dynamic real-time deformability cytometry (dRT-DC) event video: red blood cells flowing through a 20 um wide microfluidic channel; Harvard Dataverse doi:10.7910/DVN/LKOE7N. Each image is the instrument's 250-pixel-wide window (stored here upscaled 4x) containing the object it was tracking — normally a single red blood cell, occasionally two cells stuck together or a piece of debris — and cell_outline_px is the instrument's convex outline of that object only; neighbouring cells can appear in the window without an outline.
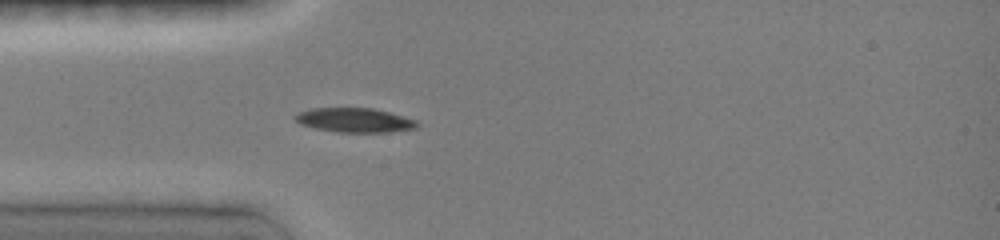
{"species": "common noctule bat (a hibernating species)", "species_latin": "Nyctalus noctula", "temperature_condition": "room temperature", "stored_images_in_passage": 35, "camera_frame_rate_fps": 3000, "um_per_image_px": 0.085, "animal": {"sex": "female", "body_mass_g": 19.0, "forearm_length_mm": 51.5}, "frame": {"image": 1, "passage_image": 1, "time_ms": 0.0, "image_size_px": [1000, 240], "cell_outline_px": [[420, 124], [416, 128], [392, 132], [340, 132], [316, 128], [300, 124], [292, 116], [296, 112], [308, 108], [372, 108], [404, 116], [416, 120]], "centroid_in_image_um": [30.12, 10.2], "position_along_channel_um": 54.9, "area_um2": 17.4}}
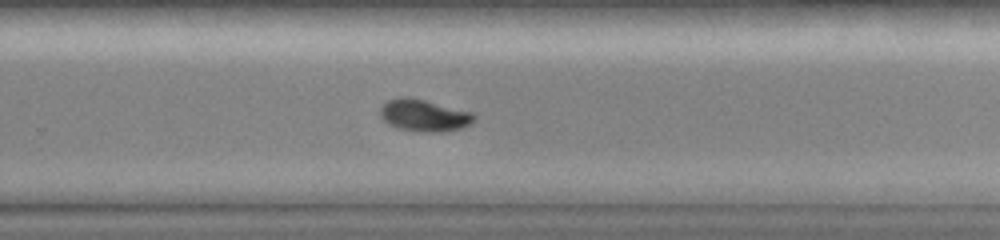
{"frame": {"image": 2, "passage_image": 19, "time_ms": 6.0, "image_size_px": [1000, 240], "cell_outline_px": [[476, 120], [472, 124], [460, 128], [440, 132], [420, 132], [396, 128], [388, 124], [380, 116], [380, 108], [388, 100], [408, 96], [472, 112], [476, 116]], "centroid_in_image_um": [36.06, 9.82], "position_along_channel_um": 293.7, "area_um2": 17.51}}
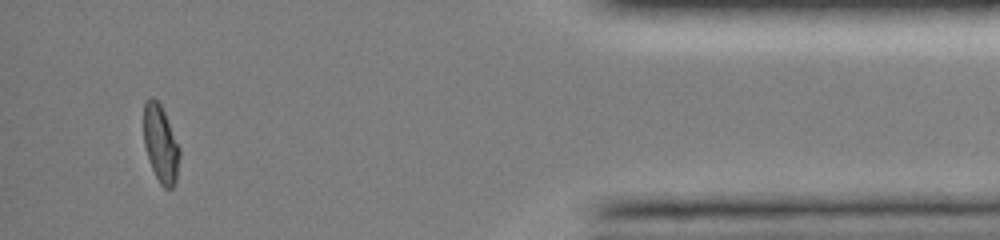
{"frame": {"image": 3, "passage_image": 32, "time_ms": 10.333, "image_size_px": [1000, 240], "cell_outline_px": [[180, 156], [176, 180], [172, 188], [164, 188], [160, 184], [148, 160], [144, 144], [144, 104], [148, 100], [156, 100], [160, 104], [164, 112], [180, 148]], "centroid_in_image_um": [13.66, 12.28], "position_along_channel_um": 421.5, "area_um2": 15.9}, "authors_computed_cell_mechanics": {"area_um2": 17.3978, "velocity_mm_per_s": 4.0312, "shape_relaxation_time_tau1_ms": 3.7846, "shape_relaxation_time_tau2_ms": 3.0865, "deformation_change_tau1": 0.176, "deformation_change_tau2": 0.0505}}